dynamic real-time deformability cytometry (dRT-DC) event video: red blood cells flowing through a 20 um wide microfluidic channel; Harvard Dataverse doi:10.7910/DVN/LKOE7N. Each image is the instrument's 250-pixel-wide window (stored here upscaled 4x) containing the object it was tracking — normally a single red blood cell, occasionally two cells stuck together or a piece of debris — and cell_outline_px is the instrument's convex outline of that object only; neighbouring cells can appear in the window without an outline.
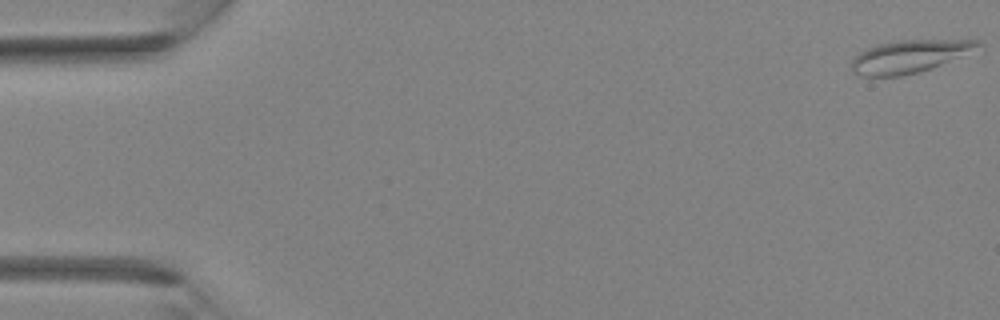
{"species": "Egyptian fruit bat (a non-hibernating species)", "species_latin": "Rousettus aegyptiacus", "temperature_condition": "room temperature", "stored_images_in_passage": 38, "camera_frame_rate_fps": 3000, "um_per_image_px": 0.085, "animal": {"sex": "female"}, "frame": {"image": 1, "passage_image": 1, "time_ms": 0.0, "image_size_px": [1000, 320], "cell_outline_px": [[984, 44], [932, 68], [920, 72], [900, 76], [860, 76], [852, 72], [852, 60], [860, 52], [876, 44], [900, 40], [984, 40]], "centroid_in_image_um": [77.25, 4.79], "position_along_channel_um": 7.8, "area_um2": 23.7}}
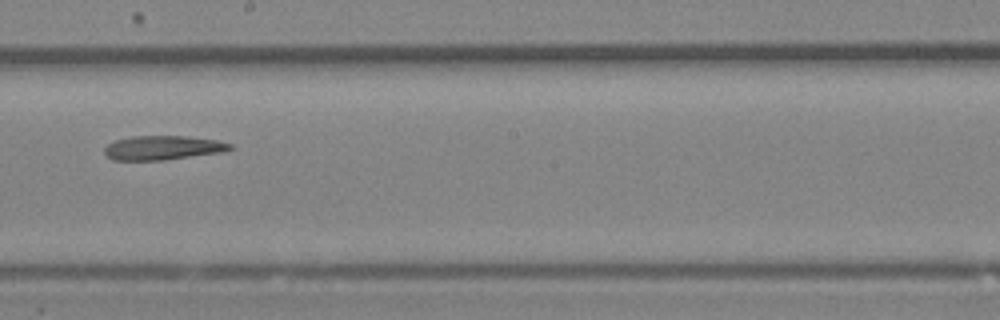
{"frame": {"image": 2, "passage_image": 22, "time_ms": 7.0, "image_size_px": [1000, 320], "cell_outline_px": [[236, 148], [224, 152], [164, 160], [112, 160], [104, 152], [104, 148], [108, 144], [116, 140], [132, 136], [184, 136], [216, 140], [232, 144]], "centroid_in_image_um": [13.88, 12.56], "position_along_channel_um": 234.3, "area_um2": 17.74}}
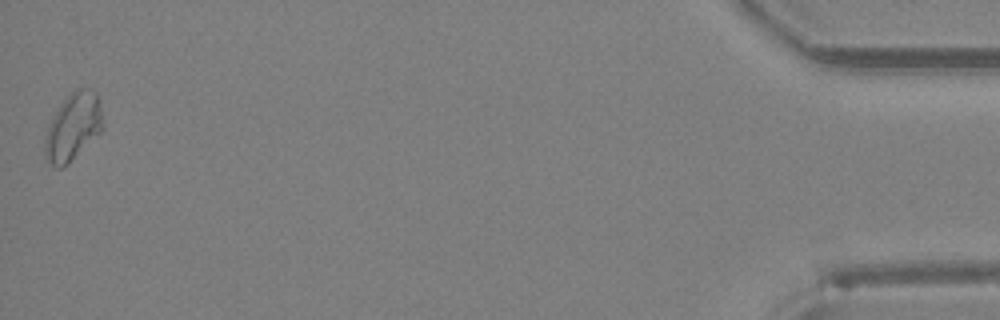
{"frame": {"image": 3, "passage_image": 38, "time_ms": 12.333, "image_size_px": [1000, 320], "cell_outline_px": [[100, 132], [68, 164], [60, 168], [56, 168], [44, 156], [44, 140], [52, 116], [60, 104], [80, 84], [96, 92], [100, 112]], "centroid_in_image_um": [6.16, 10.77], "position_along_channel_um": 429.0, "area_um2": 22.25}}